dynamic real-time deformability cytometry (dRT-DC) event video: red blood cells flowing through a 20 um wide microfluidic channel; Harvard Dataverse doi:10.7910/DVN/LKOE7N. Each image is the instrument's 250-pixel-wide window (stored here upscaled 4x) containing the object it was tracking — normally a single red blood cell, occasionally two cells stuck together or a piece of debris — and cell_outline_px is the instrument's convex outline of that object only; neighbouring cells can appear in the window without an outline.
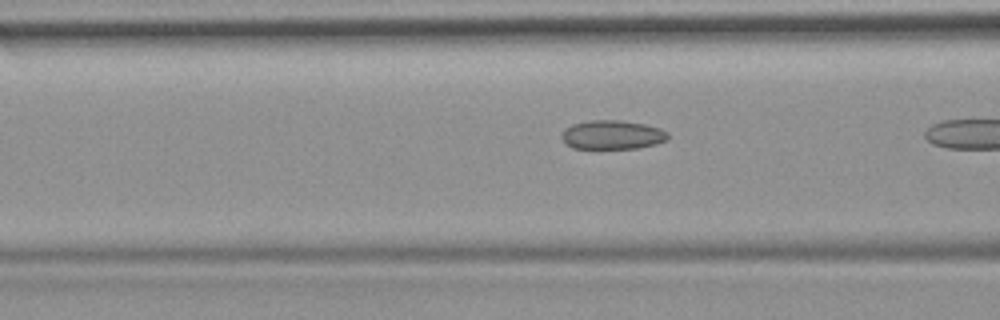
{"species": "common noctule bat (a hibernating species)", "species_latin": "Nyctalus noctula", "temperature_condition": "room temperature", "stored_images_in_passage": 7, "camera_frame_rate_fps": 3000, "um_per_image_px": 0.085, "animal": {"sex": "female", "body_mass_g": 19.9}, "frame": {"image": 1, "passage_image": 6, "time_ms": 1.667, "image_size_px": [1000, 320], "cell_outline_px": [[668, 140], [656, 144], [636, 148], [572, 148], [564, 144], [560, 136], [564, 128], [572, 124], [588, 120], [620, 120], [644, 124], [660, 128], [668, 132]], "centroid_in_image_um": [52.01, 11.45], "position_along_channel_um": 114.6, "area_um2": 18.15}}